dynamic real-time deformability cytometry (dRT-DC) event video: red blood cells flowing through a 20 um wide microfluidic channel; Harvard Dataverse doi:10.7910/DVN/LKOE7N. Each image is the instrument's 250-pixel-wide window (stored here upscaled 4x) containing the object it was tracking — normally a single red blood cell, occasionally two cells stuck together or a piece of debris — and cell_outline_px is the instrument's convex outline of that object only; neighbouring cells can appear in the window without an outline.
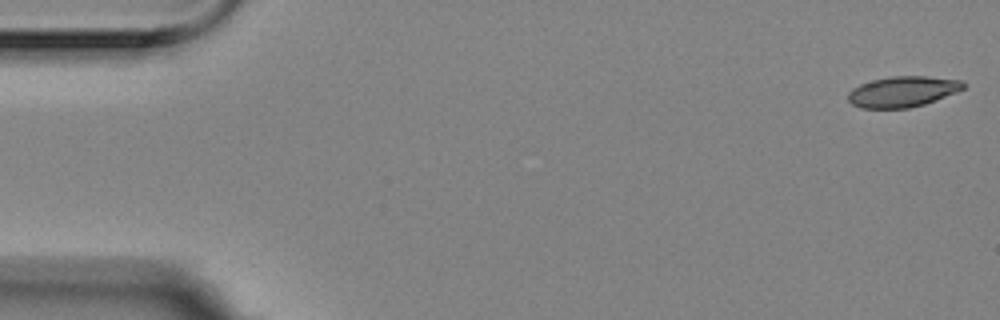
{"species": "Egyptian fruit bat (a non-hibernating species)", "species_latin": "Rousettus aegyptiacus", "temperature_condition": "room temperature", "stored_images_in_passage": 8, "camera_frame_rate_fps": 3000, "um_per_image_px": 0.085, "animal": {"sex": "female"}, "frame": {"image": 1, "passage_image": 1, "time_ms": 0.0, "image_size_px": [1000, 320], "cell_outline_px": [[968, 84], [964, 88], [956, 92], [924, 104], [908, 108], [860, 108], [852, 104], [848, 100], [848, 92], [852, 88], [860, 84], [872, 80], [892, 76], [924, 76], [960, 80]], "centroid_in_image_um": [76.71, 7.78], "position_along_channel_um": 8.3, "area_um2": 20.58}}